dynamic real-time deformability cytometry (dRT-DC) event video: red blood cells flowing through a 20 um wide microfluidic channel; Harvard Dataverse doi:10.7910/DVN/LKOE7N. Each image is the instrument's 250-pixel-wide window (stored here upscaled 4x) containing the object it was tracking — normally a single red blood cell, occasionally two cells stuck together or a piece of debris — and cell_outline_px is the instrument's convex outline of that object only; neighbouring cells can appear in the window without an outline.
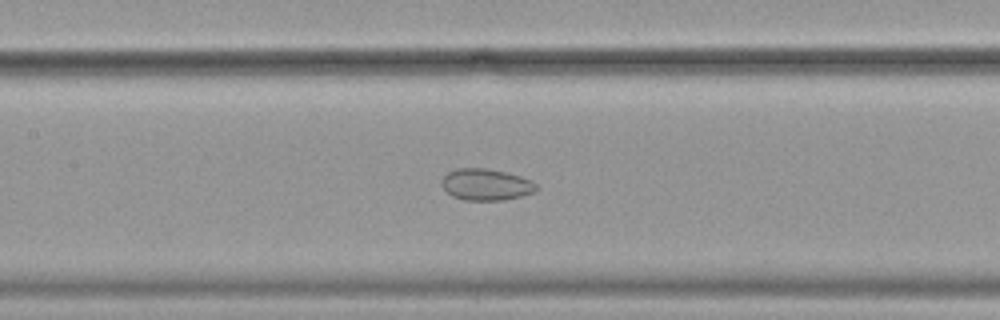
{"species": "common noctule bat (a hibernating species)", "species_latin": "Nyctalus noctula", "temperature_condition": "cold", "stored_images_in_passage": 55, "camera_frame_rate_fps": 3000, "um_per_image_px": 0.085, "animal": {"sex": "female", "body_mass_g": 19.9}, "frame": {"image": 1, "passage_image": 25, "time_ms": 8.0, "image_size_px": [1000, 320], "cell_outline_px": [[536, 192], [504, 200], [464, 200], [452, 196], [440, 184], [440, 180], [448, 172], [456, 168], [484, 168], [504, 172], [520, 176], [532, 180], [536, 184]], "centroid_in_image_um": [41.29, 15.69], "position_along_channel_um": 166.1, "area_um2": 17.4}}
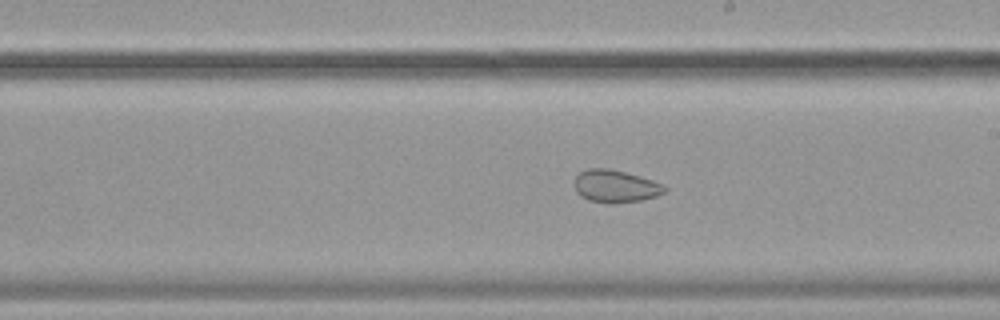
{"frame": {"image": 2, "passage_image": 31, "time_ms": 10.0, "image_size_px": [1000, 320], "cell_outline_px": [[668, 188], [664, 192], [656, 196], [640, 200], [612, 204], [608, 204], [588, 200], [580, 196], [576, 192], [572, 184], [576, 176], [580, 172], [588, 168], [608, 168], [624, 172], [652, 180], [664, 184]], "centroid_in_image_um": [52.27, 15.84], "position_along_channel_um": 236.7, "area_um2": 17.28}}
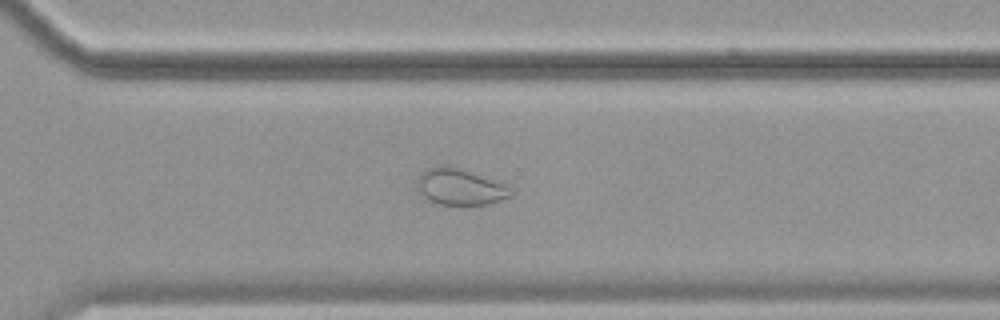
{"frame": {"image": 3, "passage_image": 39, "time_ms": 12.667, "image_size_px": [1000, 320], "cell_outline_px": [[512, 196], [488, 204], [440, 204], [424, 196], [416, 188], [416, 180], [420, 172], [424, 168], [436, 164], [448, 164], [460, 168], [504, 184]], "centroid_in_image_um": [38.99, 15.83], "position_along_channel_um": 331.6, "area_um2": 19.71}, "authors_computed_cell_mechanics": {"area_um2": 23.7558, "velocity_mm_per_s": 3.5589, "shape_relaxation_time_tau1_ms": null, "shape_relaxation_time_tau2_ms": 1.6738, "deformation_change_tau1": null, "deformation_change_tau2": 0.0422}}